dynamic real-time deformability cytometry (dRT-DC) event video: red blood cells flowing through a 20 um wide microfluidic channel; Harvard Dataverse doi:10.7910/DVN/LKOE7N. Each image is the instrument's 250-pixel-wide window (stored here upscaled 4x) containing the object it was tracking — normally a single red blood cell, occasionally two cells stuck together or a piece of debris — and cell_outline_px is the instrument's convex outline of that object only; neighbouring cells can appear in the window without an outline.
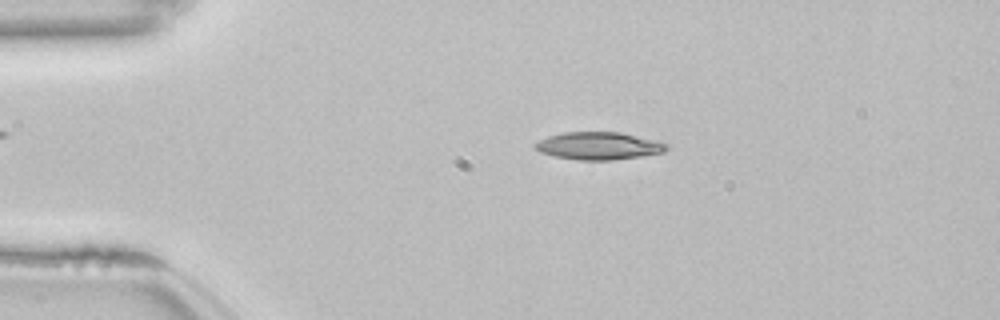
{"species": "common noctule bat (a hibernating species)", "species_latin": "Nyctalus noctula", "temperature_condition": "room temperature", "stored_images_in_passage": 53, "camera_frame_rate_fps": 3000, "um_per_image_px": 0.085, "animal": {"sex": "female", "body_mass_g": 22.7, "forearm_length_mm": 54.2}, "frame": {"image": 1, "passage_image": 11, "time_ms": 3.333, "image_size_px": [1000, 320], "cell_outline_px": [[668, 148], [664, 152], [640, 156], [612, 160], [576, 160], [556, 156], [540, 152], [532, 148], [532, 144], [548, 136], [564, 132], [620, 132], [656, 140], [668, 144]], "centroid_in_image_um": [50.86, 12.39], "position_along_channel_um": 34.1, "area_um2": 21.15}}
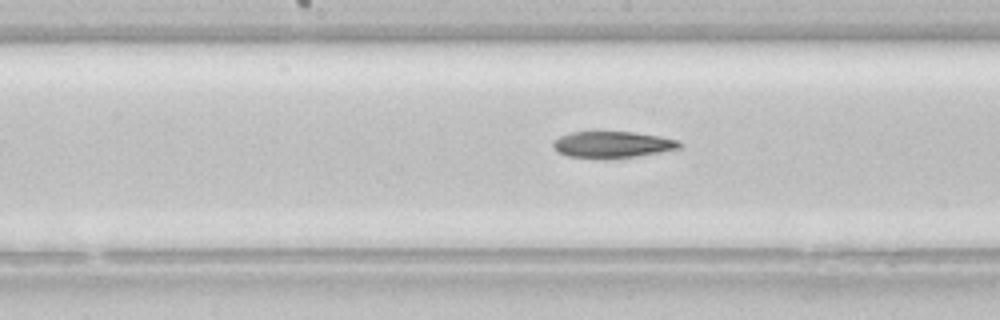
{"frame": {"image": 2, "passage_image": 27, "time_ms": 8.667, "image_size_px": [1000, 320], "cell_outline_px": [[680, 148], [660, 152], [608, 160], [604, 160], [568, 156], [552, 148], [552, 140], [568, 132], [592, 128], [632, 132], [660, 136], [676, 140], [680, 144]], "centroid_in_image_um": [51.92, 12.25], "position_along_channel_um": 196.3, "area_um2": 20.58}}
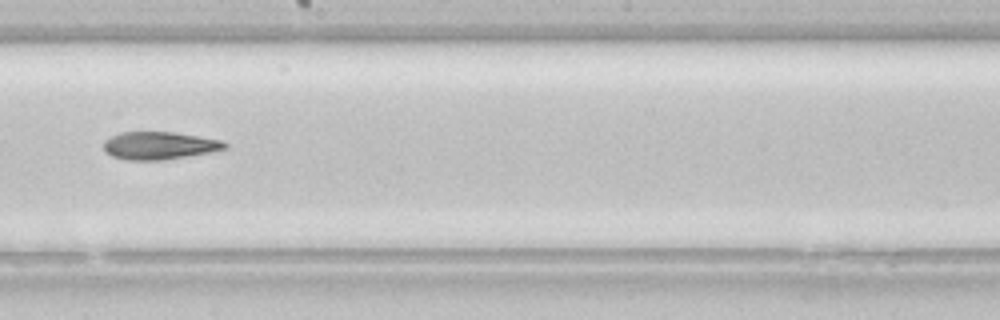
{"frame": {"image": 3, "passage_image": 30, "time_ms": 9.667, "image_size_px": [1000, 320], "cell_outline_px": [[228, 148], [208, 152], [160, 160], [124, 160], [112, 156], [104, 152], [104, 140], [120, 132], [176, 132], [200, 136], [220, 140], [228, 144]], "centroid_in_image_um": [13.5, 12.36], "position_along_channel_um": 234.7, "area_um2": 19.48}}